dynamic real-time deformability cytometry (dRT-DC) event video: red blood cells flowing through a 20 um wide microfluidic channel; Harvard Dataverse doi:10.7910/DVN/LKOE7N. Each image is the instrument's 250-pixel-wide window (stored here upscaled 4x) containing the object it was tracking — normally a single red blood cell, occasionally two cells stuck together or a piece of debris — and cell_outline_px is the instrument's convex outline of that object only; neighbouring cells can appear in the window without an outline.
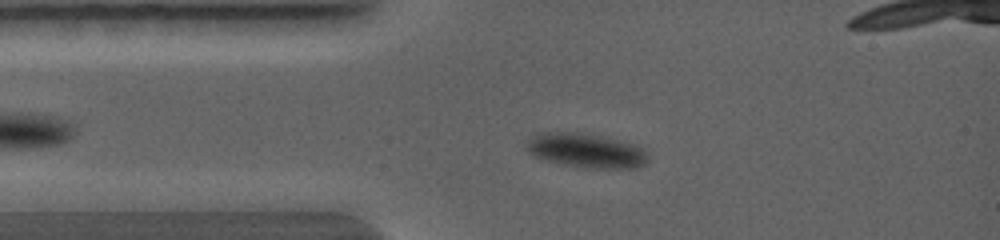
{"species": "common noctule bat (a hibernating species)", "species_latin": "Nyctalus noctula", "temperature_condition": "warm", "stored_images_in_passage": 22, "camera_frame_rate_fps": 5000, "um_per_image_px": 0.085, "animal": {"sex": "female", "body_mass_g": 19.0, "forearm_length_mm": 56.7}, "frame": {"image": 1, "passage_image": 4, "time_ms": 1.4, "image_size_px": [1000, 240], "cell_outline_px": [[640, 164], [636, 168], [576, 168], [560, 164], [532, 156], [532, 144], [540, 140], [588, 140], [608, 144], [624, 148], [632, 152], [640, 160]], "centroid_in_image_um": [49.71, 13.11], "position_along_channel_um": 35.3, "area_um2": 17.34}}
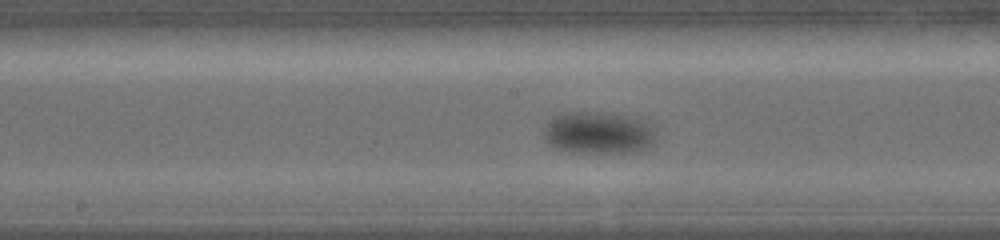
{"frame": {"image": 2, "passage_image": 12, "time_ms": 4.8, "image_size_px": [1000, 240], "cell_outline_px": [[652, 144], [644, 148], [632, 152], [568, 152], [556, 148], [548, 140], [548, 132], [556, 120], [564, 116], [576, 112], [592, 112], [620, 116], [632, 120], [648, 132], [652, 140]], "centroid_in_image_um": [50.81, 11.37], "position_along_channel_um": 197.4, "area_um2": 24.33}}
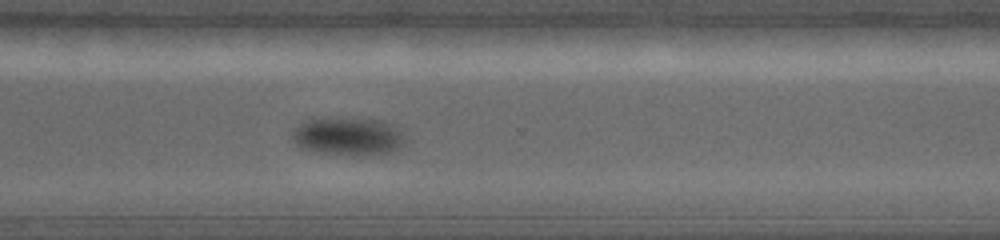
{"frame": {"image": 3, "passage_image": 18, "time_ms": 7.6, "image_size_px": [1000, 240], "cell_outline_px": [[392, 152], [344, 152], [312, 148], [304, 144], [300, 140], [300, 132], [304, 128], [312, 124], [360, 124], [384, 132], [392, 140]], "centroid_in_image_um": [29.4, 11.75], "position_along_channel_um": 341.2, "area_um2": 15.84}}